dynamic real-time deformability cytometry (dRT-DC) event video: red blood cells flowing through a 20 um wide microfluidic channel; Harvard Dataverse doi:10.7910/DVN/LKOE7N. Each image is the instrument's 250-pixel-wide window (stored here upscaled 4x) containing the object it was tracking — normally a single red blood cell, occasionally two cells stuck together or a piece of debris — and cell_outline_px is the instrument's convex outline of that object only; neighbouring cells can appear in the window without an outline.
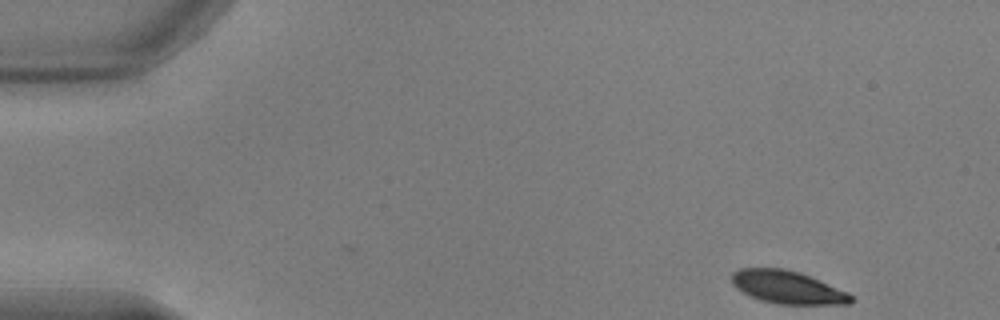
{"species": "common noctule bat (a hibernating species)", "species_latin": "Nyctalus noctula", "temperature_condition": "warm", "stored_images_in_passage": 47, "camera_frame_rate_fps": 3000, "um_per_image_px": 0.085, "animal": {"sex": "male", "body_mass_g": 17.9, "forearm_length_mm": 54.2}, "frame": {"image": 1, "passage_image": 1, "time_ms": 0.0, "image_size_px": [1000, 320], "cell_outline_px": [[852, 304], [776, 304], [760, 300], [736, 288], [732, 284], [732, 272], [740, 268], [784, 268], [800, 272], [820, 280], [848, 292], [852, 296]], "centroid_in_image_um": [66.94, 24.41], "position_along_channel_um": 18.1, "area_um2": 22.83}}
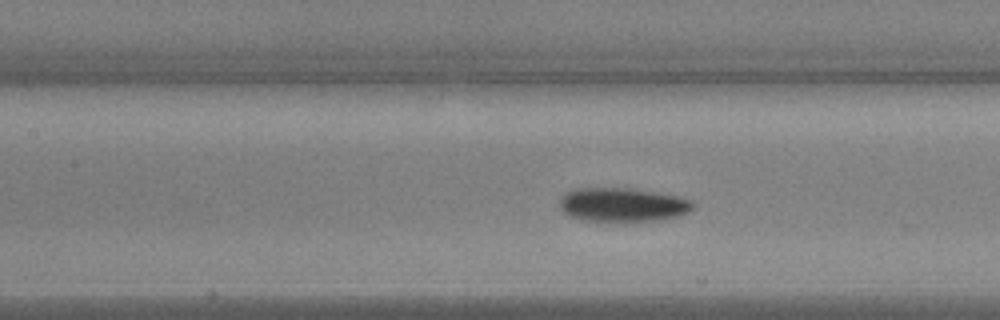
{"frame": {"image": 2, "passage_image": 20, "time_ms": 6.333, "image_size_px": [1000, 320], "cell_outline_px": [[692, 208], [688, 212], [680, 216], [664, 220], [632, 224], [620, 224], [580, 220], [568, 216], [560, 208], [560, 200], [568, 192], [580, 188], [624, 188], [680, 196], [692, 200]], "centroid_in_image_um": [52.94, 17.48], "position_along_channel_um": 154.5, "area_um2": 27.28}}
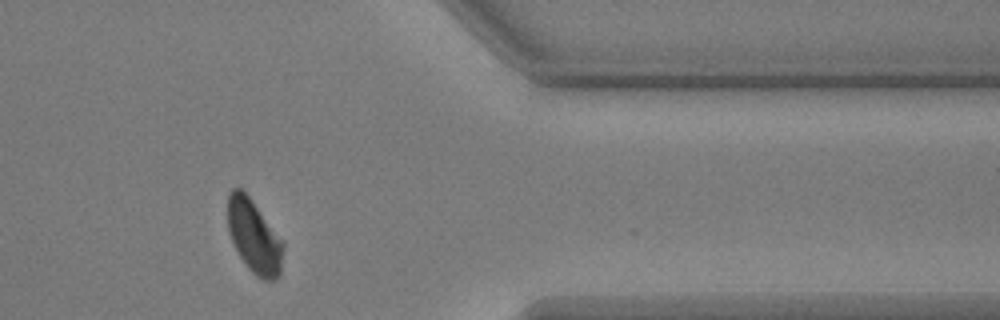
{"frame": {"image": 3, "passage_image": 40, "time_ms": 13.0, "image_size_px": [1000, 320], "cell_outline_px": [[284, 248], [280, 276], [272, 280], [264, 280], [256, 276], [248, 268], [240, 256], [228, 232], [228, 192], [232, 188], [240, 188], [248, 196], [284, 240]], "centroid_in_image_um": [21.62, 20.11], "position_along_channel_um": 389.8, "area_um2": 23.76}, "authors_computed_cell_mechanics": {"area_um2": 25.6632, "velocity_mm_per_s": 3.7966, "shape_relaxation_time_tau1_ms": 2.4376, "shape_relaxation_time_tau2_ms": 2.2866, "deformation_change_tau1": 0.1261, "deformation_change_tau2": 0.0638}}